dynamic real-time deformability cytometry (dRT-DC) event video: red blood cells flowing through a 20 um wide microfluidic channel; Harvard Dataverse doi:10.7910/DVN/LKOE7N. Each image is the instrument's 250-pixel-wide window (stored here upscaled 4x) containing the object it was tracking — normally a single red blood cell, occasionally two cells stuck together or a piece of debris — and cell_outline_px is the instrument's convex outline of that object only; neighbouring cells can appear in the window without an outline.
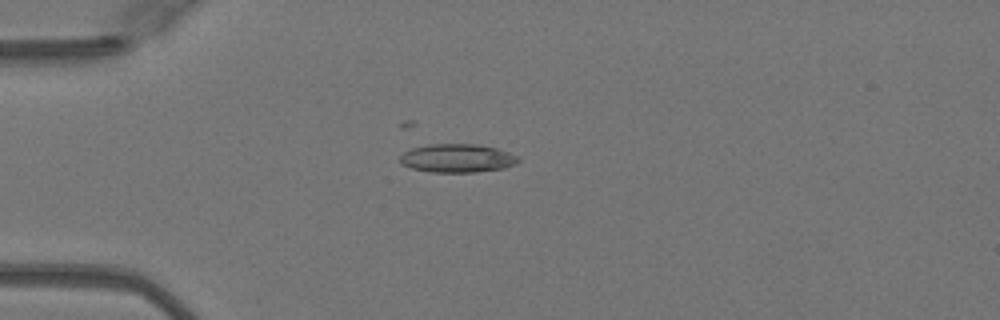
{"species": "Egyptian fruit bat (a non-hibernating species)", "species_latin": "Rousettus aegyptiacus", "temperature_condition": "warm", "stored_images_in_passage": 31, "camera_frame_rate_fps": 3000, "um_per_image_px": 0.085, "animal": {"sex": "female"}, "frame": {"image": 1, "passage_image": 1, "time_ms": 0.0, "image_size_px": [1000, 320], "cell_outline_px": [[520, 160], [516, 164], [504, 168], [476, 172], [432, 172], [412, 168], [400, 164], [400, 156], [404, 152], [412, 148], [428, 144], [476, 144], [496, 148], [508, 152], [516, 156]], "centroid_in_image_um": [38.86, 13.45], "position_along_channel_um": 46.1, "area_um2": 19.59}}
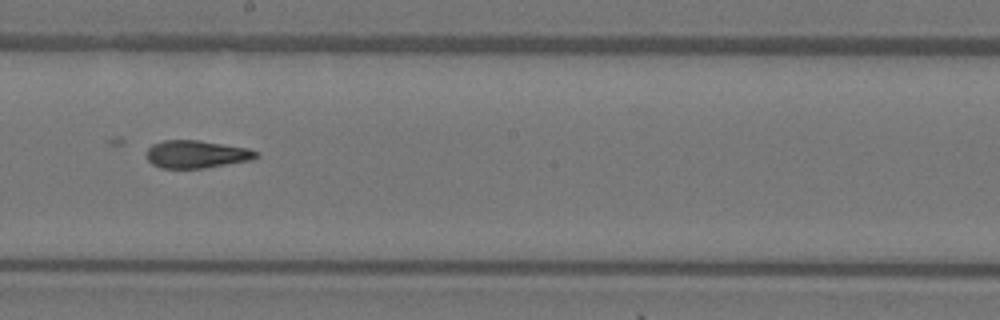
{"frame": {"image": 2, "passage_image": 16, "time_ms": 5.0, "image_size_px": [1000, 320], "cell_outline_px": [[256, 156], [252, 160], [204, 168], [160, 168], [152, 164], [148, 160], [148, 148], [152, 144], [164, 140], [196, 140], [248, 148], [256, 152]], "centroid_in_image_um": [16.67, 13.11], "position_along_channel_um": 231.5, "area_um2": 17.46}}
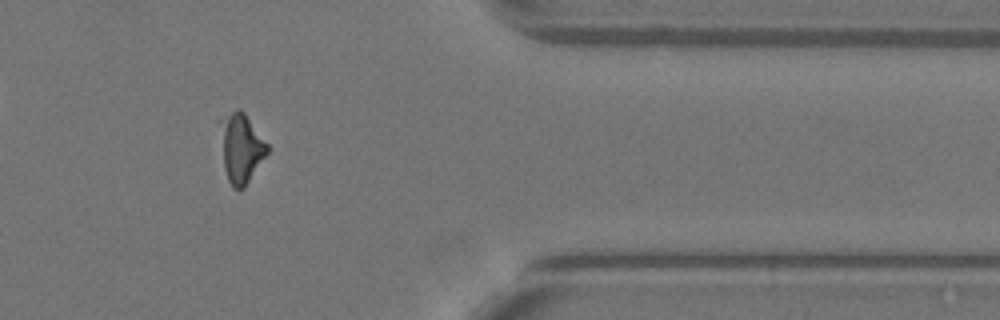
{"frame": {"image": 3, "passage_image": 29, "time_ms": 9.333, "image_size_px": [1000, 320], "cell_outline_px": [[268, 152], [244, 188], [232, 188], [228, 180], [224, 168], [216, 120], [220, 116], [236, 108], [240, 108], [244, 112], [268, 144]], "centroid_in_image_um": [20.42, 12.5], "position_along_channel_um": 391.0, "area_um2": 19.59}, "authors_computed_cell_mechanics": {"area_um2": 18.4382, "velocity_mm_per_s": 4.1146, "shape_relaxation_time_tau1_ms": null, "shape_relaxation_time_tau2_ms": 3.1824, "deformation_change_tau1": null, "deformation_change_tau2": 0.1059}}